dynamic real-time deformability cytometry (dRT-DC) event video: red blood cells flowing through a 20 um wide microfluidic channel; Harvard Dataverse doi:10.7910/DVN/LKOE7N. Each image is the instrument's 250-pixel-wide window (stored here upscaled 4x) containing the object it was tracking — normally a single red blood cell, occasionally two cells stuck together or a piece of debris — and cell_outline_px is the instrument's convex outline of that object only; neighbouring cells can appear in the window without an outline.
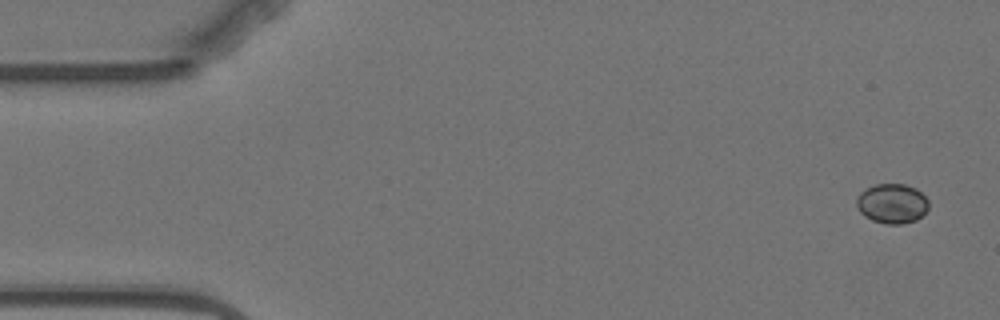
{"species": "Egyptian fruit bat (a non-hibernating species)", "species_latin": "Rousettus aegyptiacus", "temperature_condition": "warm", "stored_images_in_passage": 5, "camera_frame_rate_fps": 3000, "um_per_image_px": 0.085, "animal": {"sex": "female"}, "frame": {"image": 1, "passage_image": 1, "time_ms": 0.0, "image_size_px": [1000, 320], "cell_outline_px": [[928, 208], [916, 220], [900, 224], [884, 224], [872, 220], [864, 216], [860, 212], [856, 204], [856, 200], [860, 192], [876, 184], [904, 184], [916, 188], [928, 200]], "centroid_in_image_um": [75.81, 17.3], "position_along_channel_um": 9.2, "area_um2": 16.59}}
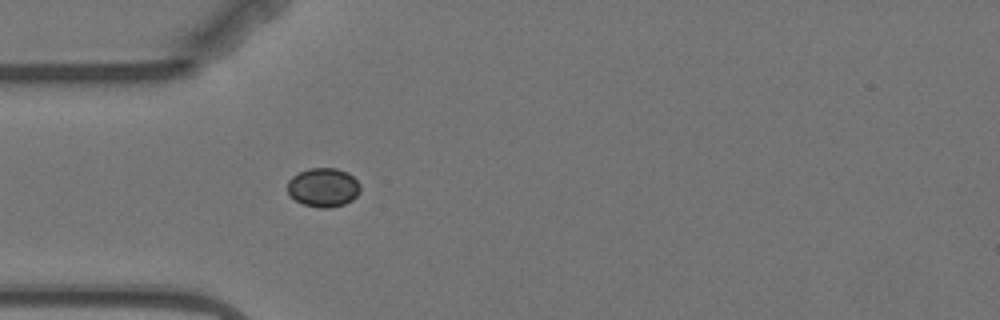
{"frame": {"image": 2, "passage_image": 5, "time_ms": 4.667, "image_size_px": [1000, 320], "cell_outline_px": [[360, 192], [352, 200], [344, 204], [328, 208], [320, 208], [304, 204], [296, 200], [288, 192], [288, 180], [292, 176], [308, 168], [336, 168], [348, 172], [360, 184]], "centroid_in_image_um": [27.5, 15.92], "position_along_channel_um": 57.5, "area_um2": 16.47}}